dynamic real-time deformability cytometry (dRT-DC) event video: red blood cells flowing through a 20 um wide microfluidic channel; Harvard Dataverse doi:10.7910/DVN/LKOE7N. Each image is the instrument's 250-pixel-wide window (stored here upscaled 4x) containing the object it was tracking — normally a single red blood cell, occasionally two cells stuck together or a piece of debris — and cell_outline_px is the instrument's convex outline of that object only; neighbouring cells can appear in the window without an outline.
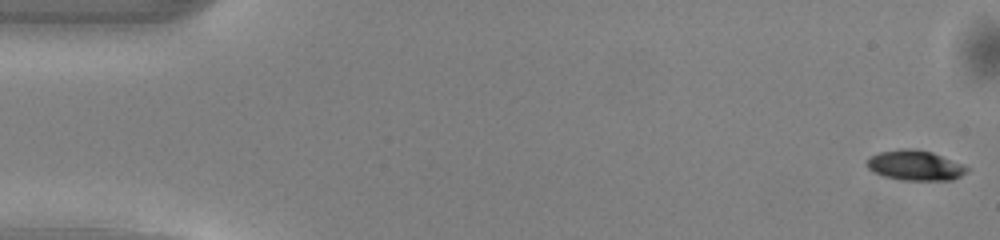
{"species": "common noctule bat (a hibernating species)", "species_latin": "Nyctalus noctula", "temperature_condition": "warm", "stored_images_in_passage": 50, "camera_frame_rate_fps": 3000, "um_per_image_px": 0.085, "animal": {"sex": "male", "body_mass_g": 13.0, "forearm_length_mm": 53.1}, "frame": {"image": 1, "passage_image": 1, "time_ms": 0.0, "image_size_px": [1000, 240], "cell_outline_px": [[968, 172], [952, 180], [904, 180], [884, 176], [872, 172], [868, 168], [868, 156], [880, 152], [900, 148], [916, 148], [932, 152], [960, 164], [968, 168]], "centroid_in_image_um": [77.75, 14.05], "position_along_channel_um": 7.3, "area_um2": 17.46}}
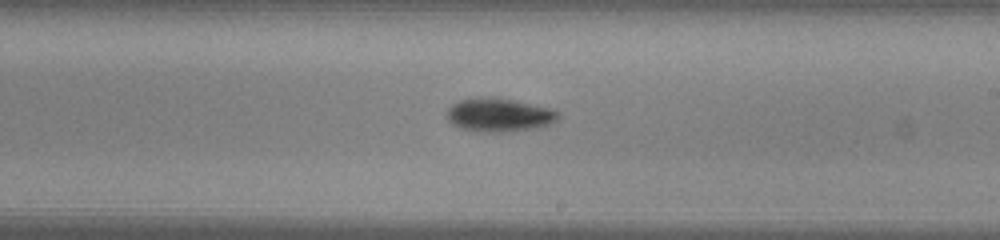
{"frame": {"image": 2, "passage_image": 29, "time_ms": 9.333, "image_size_px": [1000, 240], "cell_outline_px": [[560, 116], [556, 120], [548, 124], [536, 128], [504, 132], [476, 132], [460, 128], [452, 124], [448, 120], [448, 108], [452, 104], [460, 100], [480, 96], [496, 96], [548, 108], [556, 112]], "centroid_in_image_um": [42.36, 9.76], "position_along_channel_um": 246.6, "area_um2": 21.79}}
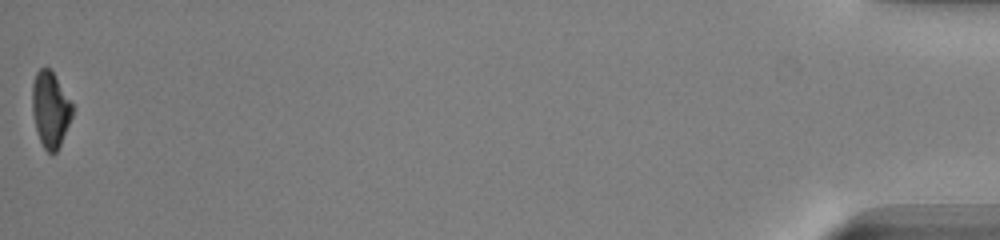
{"frame": {"image": 3, "passage_image": 50, "time_ms": 16.333, "image_size_px": [1000, 240], "cell_outline_px": [[76, 108], [60, 144], [56, 152], [48, 152], [44, 148], [40, 140], [36, 128], [32, 112], [32, 84], [36, 72], [40, 68], [48, 68], [52, 72]], "centroid_in_image_um": [4.29, 9.29], "position_along_channel_um": 430.9, "area_um2": 17.63}, "authors_computed_cell_mechanics": {"area_um2": 19.0162, "velocity_mm_per_s": 4.1249, "shape_relaxation_time_tau1_ms": 1.5809, "shape_relaxation_time_tau2_ms": null, "deformation_change_tau1": 0.123, "deformation_change_tau2": null}}